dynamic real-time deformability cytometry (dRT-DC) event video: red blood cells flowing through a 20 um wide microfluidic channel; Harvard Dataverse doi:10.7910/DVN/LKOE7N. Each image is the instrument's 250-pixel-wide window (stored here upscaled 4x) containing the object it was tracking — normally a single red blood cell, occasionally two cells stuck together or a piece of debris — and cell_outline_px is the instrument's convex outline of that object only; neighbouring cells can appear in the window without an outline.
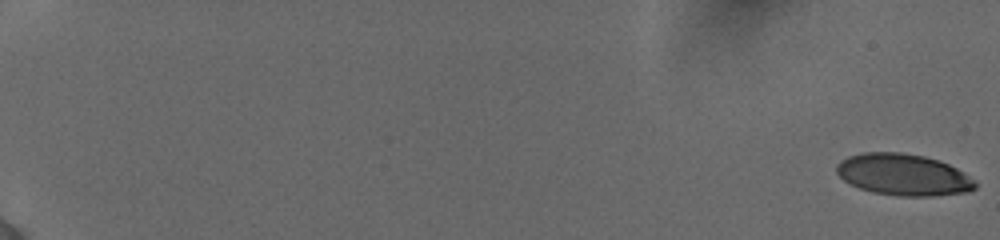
{"species": "human", "species_latin": "Homo sapiens", "temperature_condition": "cold", "stored_images_in_passage": 57, "camera_frame_rate_fps": 3000, "um_per_image_px": 0.085, "donor": {"sex": "female"}, "frame": {"image": 1, "passage_image": 1, "time_ms": 0.0, "image_size_px": [1000, 240], "cell_outline_px": [[976, 188], [968, 192], [932, 196], [896, 196], [872, 192], [848, 184], [836, 172], [836, 164], [840, 160], [848, 156], [864, 152], [900, 152], [924, 156], [940, 160], [964, 172], [976, 180]], "centroid_in_image_um": [76.78, 14.85], "position_along_channel_um": 8.2, "area_um2": 33.93}}
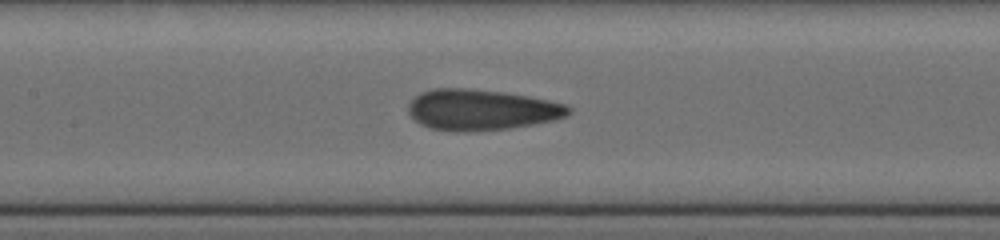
{"frame": {"image": 2, "passage_image": 31, "time_ms": 10.0, "image_size_px": [1000, 240], "cell_outline_px": [[572, 112], [556, 120], [508, 128], [468, 132], [456, 132], [432, 128], [420, 124], [408, 112], [408, 104], [420, 92], [432, 88], [468, 88], [504, 92], [528, 96], [568, 104], [572, 108]], "centroid_in_image_um": [40.93, 9.32], "position_along_channel_um": 166.5, "area_um2": 38.26}}
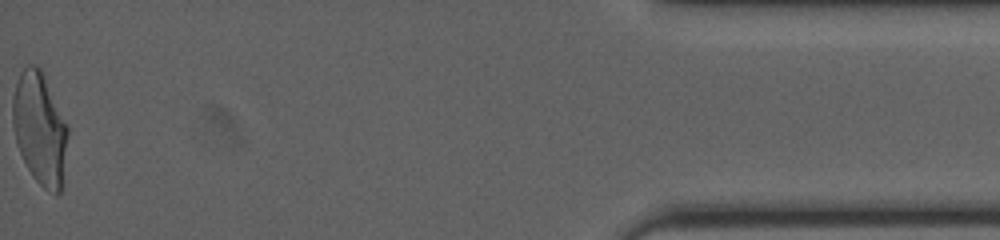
{"frame": {"image": 3, "passage_image": 57, "time_ms": 18.667, "image_size_px": [1000, 240], "cell_outline_px": [[68, 136], [60, 192], [56, 196], [44, 188], [36, 180], [28, 168], [16, 144], [12, 124], [12, 100], [16, 80], [20, 72], [28, 64], [36, 64], [40, 68], [68, 124]], "centroid_in_image_um": [3.37, 10.9], "position_along_channel_um": 431.8, "area_um2": 36.07}, "authors_computed_cell_mechanics": {"area_um2": 36.0094, "velocity_mm_per_s": 3.8939, "shape_relaxation_time_tau1_ms": 7.031, "shape_relaxation_time_tau2_ms": 1.118, "deformation_change_tau1": 0.2032, "deformation_change_tau2": 0.0934}}